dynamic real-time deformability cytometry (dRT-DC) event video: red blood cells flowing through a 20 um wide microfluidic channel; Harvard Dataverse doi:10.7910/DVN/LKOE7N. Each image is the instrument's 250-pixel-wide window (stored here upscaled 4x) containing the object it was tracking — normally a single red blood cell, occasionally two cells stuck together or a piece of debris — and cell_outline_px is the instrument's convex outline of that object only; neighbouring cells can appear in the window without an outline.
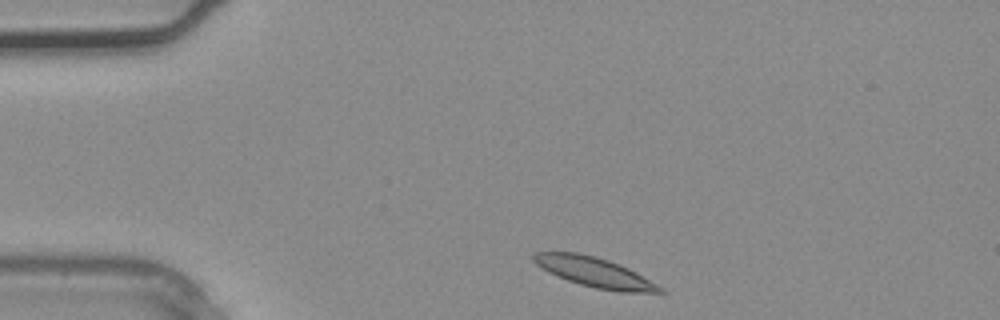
{"species": "common noctule bat (a hibernating species)", "species_latin": "Nyctalus noctula", "temperature_condition": "warm", "stored_images_in_passage": 2, "camera_frame_rate_fps": 3000, "um_per_image_px": 0.085, "animal": {"sex": "male", "body_mass_g": 20.4}, "frame": {"image": 1, "passage_image": 1, "time_ms": 0.0, "image_size_px": [1000, 320], "cell_outline_px": [[664, 292], [620, 292], [596, 288], [580, 284], [556, 276], [548, 272], [536, 264], [532, 260], [532, 252], [580, 252], [608, 260], [628, 268], [636, 272], [664, 288]], "centroid_in_image_um": [50.5, 23.13], "position_along_channel_um": 34.5, "area_um2": 21.79}}
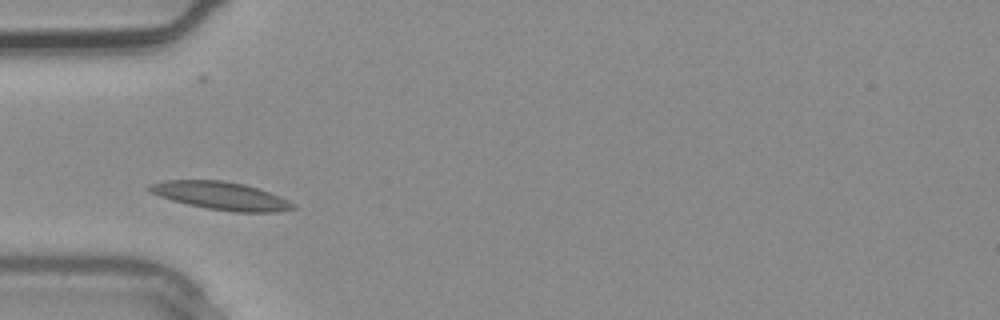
{"frame": {"image": 2, "passage_image": 2, "time_ms": 0.333, "image_size_px": [1000, 320], "cell_outline_px": [[296, 208], [276, 212], [236, 212], [208, 208], [188, 204], [172, 200], [160, 196], [152, 192], [148, 188], [152, 184], [164, 180], [220, 180], [244, 184], [280, 196], [296, 204]], "centroid_in_image_um": [18.83, 16.64], "position_along_channel_um": 66.2, "area_um2": 23.0}}